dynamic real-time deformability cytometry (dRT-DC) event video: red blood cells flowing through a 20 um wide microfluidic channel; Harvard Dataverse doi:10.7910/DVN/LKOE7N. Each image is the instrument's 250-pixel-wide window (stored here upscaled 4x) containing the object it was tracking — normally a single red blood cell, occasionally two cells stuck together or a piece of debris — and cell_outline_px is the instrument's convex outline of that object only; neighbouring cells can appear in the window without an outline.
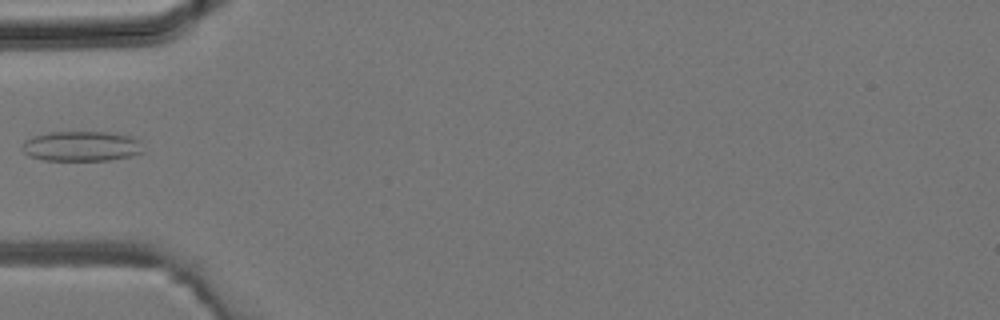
{"species": "common noctule bat (a hibernating species)", "species_latin": "Nyctalus noctula", "temperature_condition": "room temperature", "stored_images_in_passage": 2, "camera_frame_rate_fps": 3000, "um_per_image_px": 0.085, "animal": {"sex": "male", "body_mass_g": 19.2, "forearm_length_mm": 51.8}, "frame": {"image": 1, "passage_image": 2, "time_ms": 0.333, "image_size_px": [1000, 320], "cell_outline_px": [[140, 152], [132, 156], [108, 160], [44, 160], [28, 156], [20, 148], [24, 140], [32, 136], [48, 132], [108, 132], [132, 136], [140, 140]], "centroid_in_image_um": [6.86, 12.42], "position_along_channel_um": 78.1, "area_um2": 21.27}}